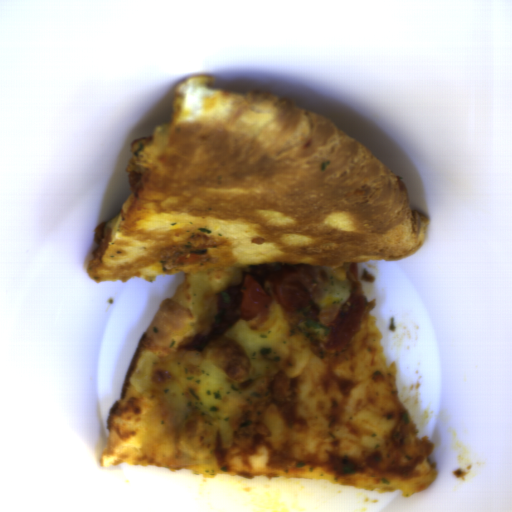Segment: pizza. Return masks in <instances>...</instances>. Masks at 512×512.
I'll return each mask as SVG.
<instances>
[{"label":"pizza","mask_w":512,"mask_h":512,"mask_svg":"<svg viewBox=\"0 0 512 512\" xmlns=\"http://www.w3.org/2000/svg\"><path fill=\"white\" fill-rule=\"evenodd\" d=\"M126 166L149 172L108 223L110 244L85 273L96 283L182 272L169 299L190 313L175 337L156 345L142 331L119 397L108 413L101 465H147L196 476L329 480L404 498L437 476L398 390L367 301L356 335L329 346L333 326L300 319L276 296L273 269H320L328 288L317 309L364 296L359 264L413 258L429 228L410 190L376 154L331 118L270 91H229L213 76L174 88L169 119L135 138ZM185 252L202 257L175 264ZM251 275L271 297L258 318L240 319L203 351L219 293ZM183 351L217 363L244 394L230 449L209 463L167 467L143 455L148 399L130 382L145 351ZM289 375L292 397L274 401V377Z\"/></svg>","instance_id":"1"}]
</instances>
